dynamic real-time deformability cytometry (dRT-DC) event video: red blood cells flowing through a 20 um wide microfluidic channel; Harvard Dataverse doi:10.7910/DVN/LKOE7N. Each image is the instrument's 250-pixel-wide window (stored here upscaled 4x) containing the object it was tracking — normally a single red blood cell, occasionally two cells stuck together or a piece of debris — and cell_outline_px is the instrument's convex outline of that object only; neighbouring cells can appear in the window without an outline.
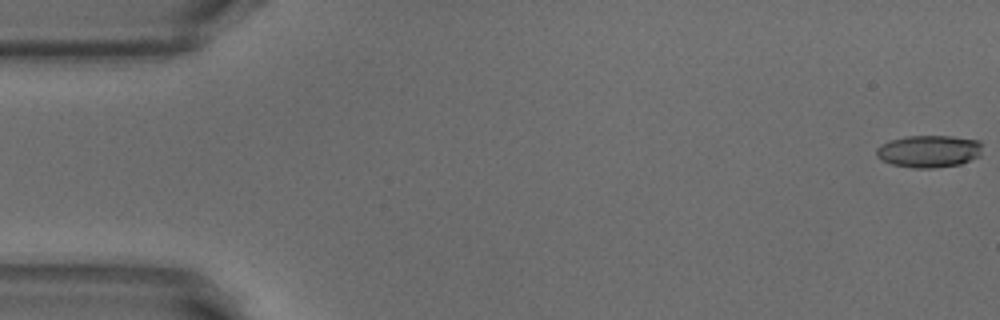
{"species": "common noctule bat (a hibernating species)", "species_latin": "Nyctalus noctula", "temperature_condition": "warm", "stored_images_in_passage": 52, "camera_frame_rate_fps": 3000, "um_per_image_px": 0.085, "animal": {"sex": "male", "body_mass_g": 18.8}, "frame": {"image": 1, "passage_image": 1, "time_ms": 0.0, "image_size_px": [1000, 320], "cell_outline_px": [[984, 144], [980, 156], [960, 164], [932, 168], [912, 168], [892, 164], [880, 160], [876, 156], [876, 148], [880, 144], [904, 136], [952, 136], [980, 140]], "centroid_in_image_um": [78.98, 12.85], "position_along_channel_um": 6.0, "area_um2": 20.23}}
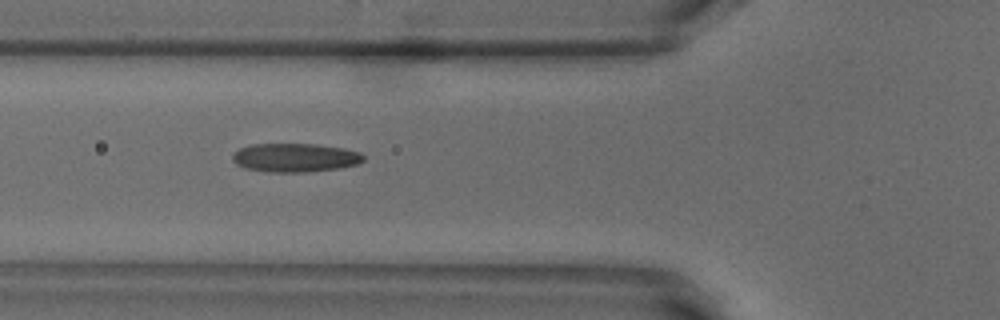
{"frame": {"image": 2, "passage_image": 19, "time_ms": 6.0, "image_size_px": [1000, 320], "cell_outline_px": [[364, 160], [356, 164], [340, 168], [304, 172], [272, 172], [244, 168], [236, 164], [232, 160], [232, 156], [240, 148], [252, 144], [316, 144], [344, 148], [360, 152], [364, 156]], "centroid_in_image_um": [25.08, 13.4], "position_along_channel_um": 100.7, "area_um2": 21.85}}
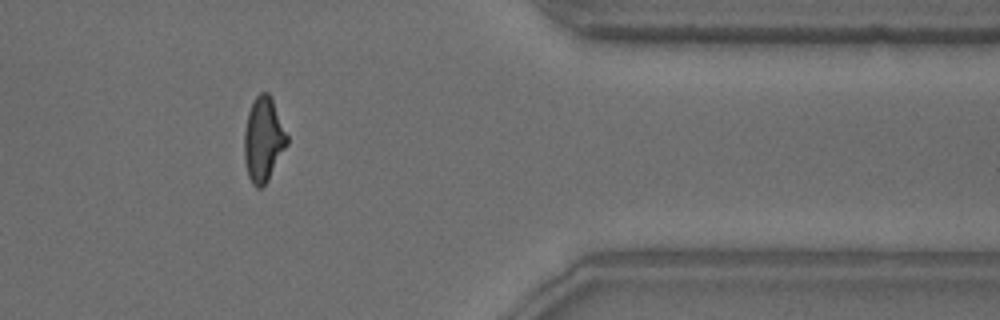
{"frame": {"image": 3, "passage_image": 43, "time_ms": 14.0, "image_size_px": [1000, 320], "cell_outline_px": [[288, 144], [268, 180], [260, 188], [256, 188], [252, 184], [248, 176], [244, 160], [244, 132], [248, 112], [256, 96], [260, 92], [268, 92], [272, 96], [288, 136]], "centroid_in_image_um": [22.39, 11.84], "position_along_channel_um": 389.0, "area_um2": 21.21}, "authors_computed_cell_mechanics": {"area_um2": 20.8947, "velocity_mm_per_s": 3.8756, "shape_relaxation_time_tau1_ms": null, "shape_relaxation_time_tau2_ms": 1.5811, "deformation_change_tau1": null, "deformation_change_tau2": 0.1095}}